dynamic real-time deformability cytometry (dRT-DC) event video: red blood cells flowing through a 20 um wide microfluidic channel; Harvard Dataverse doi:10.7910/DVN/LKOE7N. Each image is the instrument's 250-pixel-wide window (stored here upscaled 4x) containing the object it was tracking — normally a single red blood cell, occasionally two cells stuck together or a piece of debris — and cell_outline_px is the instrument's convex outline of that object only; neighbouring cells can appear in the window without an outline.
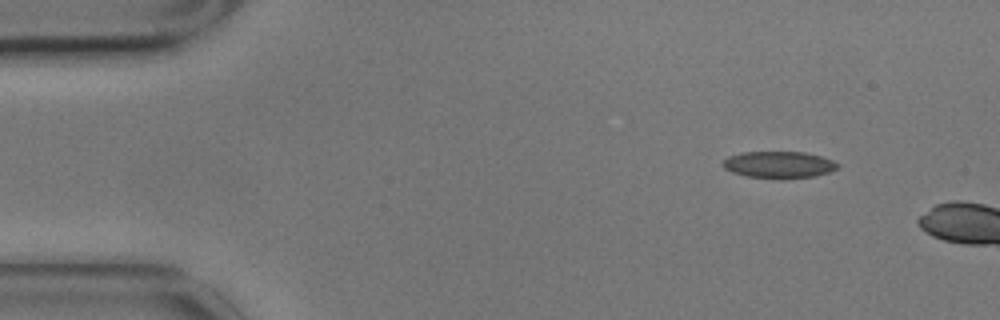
{"species": "common noctule bat (a hibernating species)", "species_latin": "Nyctalus noctula", "temperature_condition": "cold", "stored_images_in_passage": 2, "camera_frame_rate_fps": 3000, "um_per_image_px": 0.085, "animal": {"sex": "male", "body_mass_g": 17.9}, "frame": {"image": 1, "passage_image": 1, "time_ms": 0.0, "image_size_px": [1000, 320], "cell_outline_px": [[840, 168], [816, 176], [784, 180], [748, 176], [732, 172], [724, 168], [720, 164], [728, 156], [740, 152], [804, 152], [820, 156], [832, 160], [840, 164]], "centroid_in_image_um": [66.21, 14.01], "position_along_channel_um": 18.8, "area_um2": 18.26}}